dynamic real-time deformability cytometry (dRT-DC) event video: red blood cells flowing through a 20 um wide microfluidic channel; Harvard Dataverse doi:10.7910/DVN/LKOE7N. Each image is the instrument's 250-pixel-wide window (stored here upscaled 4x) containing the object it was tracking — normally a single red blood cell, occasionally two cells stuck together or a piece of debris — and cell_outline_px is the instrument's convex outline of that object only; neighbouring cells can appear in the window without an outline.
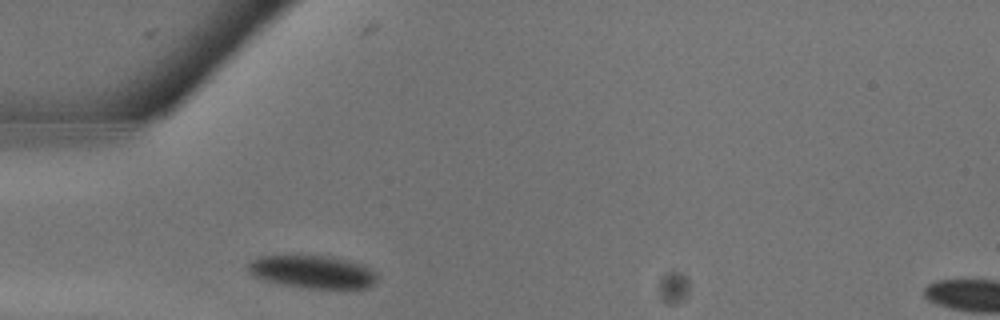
{"species": "common noctule bat (a hibernating species)", "species_latin": "Nyctalus noctula", "temperature_condition": "warm", "stored_images_in_passage": 14, "camera_frame_rate_fps": 3000, "um_per_image_px": 0.085, "animal": {"sex": "male", "body_mass_g": 13.3}, "frame": {"image": 1, "passage_image": 1, "time_ms": 0.0, "image_size_px": [1000, 320], "cell_outline_px": [[376, 280], [368, 288], [308, 288], [284, 284], [252, 276], [248, 272], [244, 264], [256, 256], [300, 252], [332, 256], [364, 264], [376, 272]], "centroid_in_image_um": [26.48, 23.03], "position_along_channel_um": 58.5, "area_um2": 25.89}}
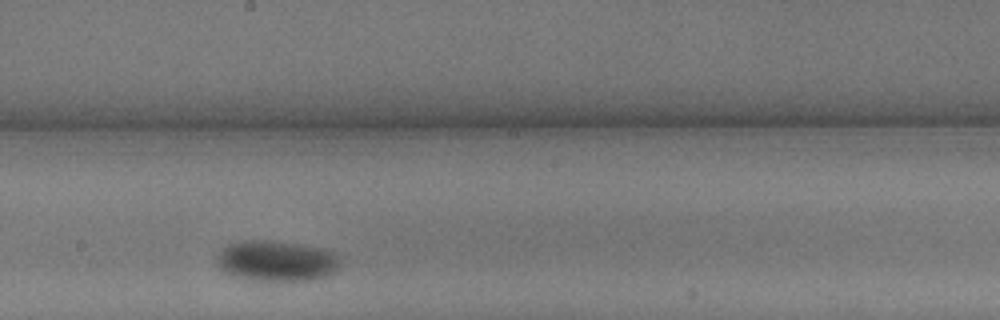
{"frame": {"image": 2, "passage_image": 8, "time_ms": 2.333, "image_size_px": [1000, 320], "cell_outline_px": [[340, 264], [332, 272], [324, 276], [312, 280], [256, 280], [236, 276], [220, 268], [216, 260], [216, 256], [224, 248], [232, 244], [244, 240], [264, 240], [296, 244], [320, 248], [332, 252], [340, 260]], "centroid_in_image_um": [23.49, 22.17], "position_along_channel_um": 224.7, "area_um2": 28.44}}
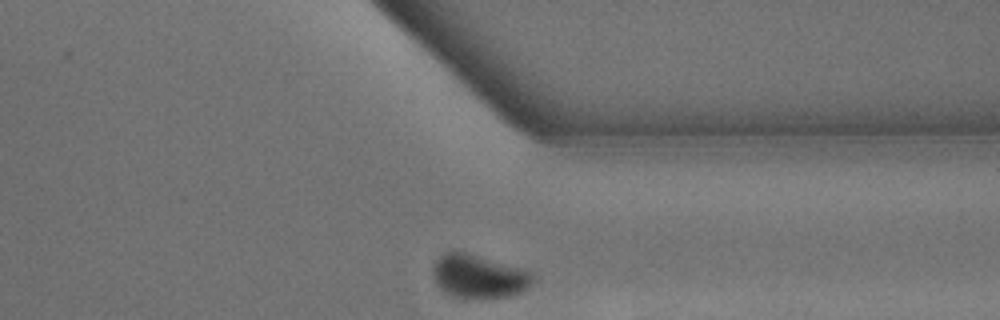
{"frame": {"image": 3, "passage_image": 14, "time_ms": 4.333, "image_size_px": [1000, 320], "cell_outline_px": [[536, 280], [528, 288], [520, 292], [508, 296], [452, 296], [444, 292], [436, 284], [432, 276], [432, 264], [444, 252], [468, 252], [532, 272], [536, 276]], "centroid_in_image_um": [40.68, 23.46], "position_along_channel_um": 370.7, "area_um2": 25.03}}